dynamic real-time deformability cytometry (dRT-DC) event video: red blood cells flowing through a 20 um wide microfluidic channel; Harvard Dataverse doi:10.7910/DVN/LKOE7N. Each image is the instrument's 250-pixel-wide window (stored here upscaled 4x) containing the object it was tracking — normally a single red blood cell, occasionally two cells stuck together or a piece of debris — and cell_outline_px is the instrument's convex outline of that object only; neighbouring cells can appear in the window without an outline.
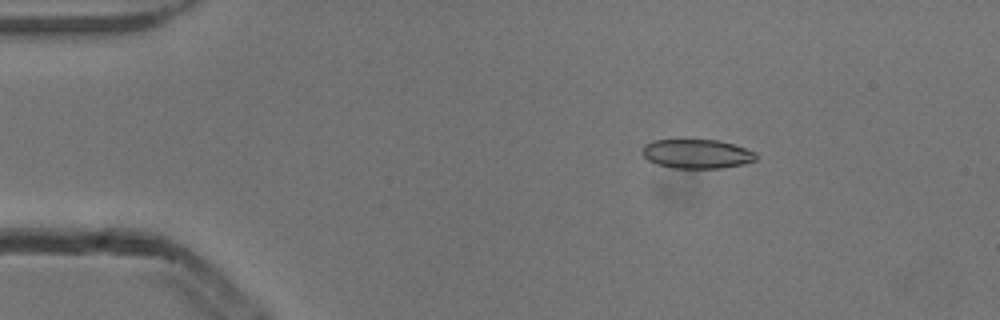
{"species": "common noctule bat (a hibernating species)", "species_latin": "Nyctalus noctula", "temperature_condition": "cold", "stored_images_in_passage": 4, "camera_frame_rate_fps": 3000, "um_per_image_px": 0.085, "animal": {"sex": "male", "body_mass_g": 13.3}, "frame": {"image": 1, "passage_image": 3, "time_ms": 0.667, "image_size_px": [1000, 320], "cell_outline_px": [[756, 160], [744, 164], [720, 168], [672, 168], [656, 164], [648, 160], [644, 156], [644, 144], [652, 140], [720, 140], [756, 152]], "centroid_in_image_um": [59.24, 13.08], "position_along_channel_um": 25.8, "area_um2": 19.25}}